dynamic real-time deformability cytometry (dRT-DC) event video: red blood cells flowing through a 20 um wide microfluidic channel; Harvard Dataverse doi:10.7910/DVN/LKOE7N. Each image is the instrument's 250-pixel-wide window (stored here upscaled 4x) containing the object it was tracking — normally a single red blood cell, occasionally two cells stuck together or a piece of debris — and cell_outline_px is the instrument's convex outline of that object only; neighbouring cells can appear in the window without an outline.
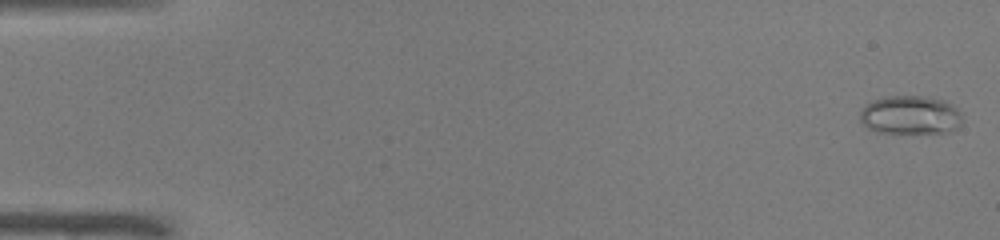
{"species": "common noctule bat (a hibernating species)", "species_latin": "Nyctalus noctula", "temperature_condition": "warm", "stored_images_in_passage": 52, "camera_frame_rate_fps": 3000, "um_per_image_px": 0.085, "animal": {"sex": "male", "body_mass_g": 19.0, "forearm_length_mm": 50.8}, "frame": {"image": 1, "passage_image": 2, "time_ms": 0.333, "image_size_px": [1000, 240], "cell_outline_px": [[960, 124], [956, 128], [948, 132], [876, 132], [868, 128], [860, 120], [860, 112], [872, 100], [884, 96], [924, 96], [944, 100], [952, 104], [960, 112]], "centroid_in_image_um": [77.37, 9.76], "position_along_channel_um": 7.6, "area_um2": 22.77}}
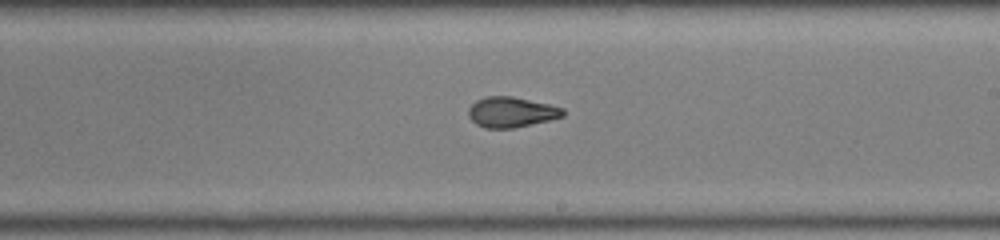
{"frame": {"image": 2, "passage_image": 31, "time_ms": 10.0, "image_size_px": [1000, 240], "cell_outline_px": [[564, 116], [548, 120], [512, 128], [484, 128], [476, 124], [468, 116], [468, 108], [476, 100], [484, 96], [512, 96], [548, 104], [564, 108]], "centroid_in_image_um": [43.42, 9.52], "position_along_channel_um": 245.6, "area_um2": 16.65}}
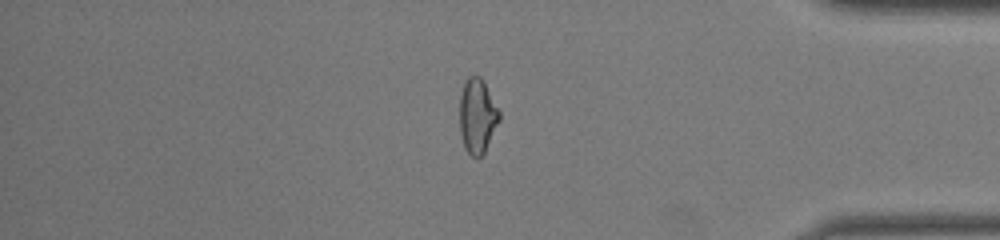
{"frame": {"image": 3, "passage_image": 44, "time_ms": 14.333, "image_size_px": [1000, 240], "cell_outline_px": [[500, 120], [484, 152], [476, 160], [464, 148], [460, 136], [460, 96], [464, 80], [468, 76], [480, 76], [484, 80], [500, 112]], "centroid_in_image_um": [40.56, 9.84], "position_along_channel_um": 394.6, "area_um2": 17.46}, "authors_computed_cell_mechanics": {"area_um2": 18.3515, "velocity_mm_per_s": 4.0092, "shape_relaxation_time_tau1_ms": null, "shape_relaxation_time_tau2_ms": 1.1583, "deformation_change_tau1": null, "deformation_change_tau2": 0.0684}}